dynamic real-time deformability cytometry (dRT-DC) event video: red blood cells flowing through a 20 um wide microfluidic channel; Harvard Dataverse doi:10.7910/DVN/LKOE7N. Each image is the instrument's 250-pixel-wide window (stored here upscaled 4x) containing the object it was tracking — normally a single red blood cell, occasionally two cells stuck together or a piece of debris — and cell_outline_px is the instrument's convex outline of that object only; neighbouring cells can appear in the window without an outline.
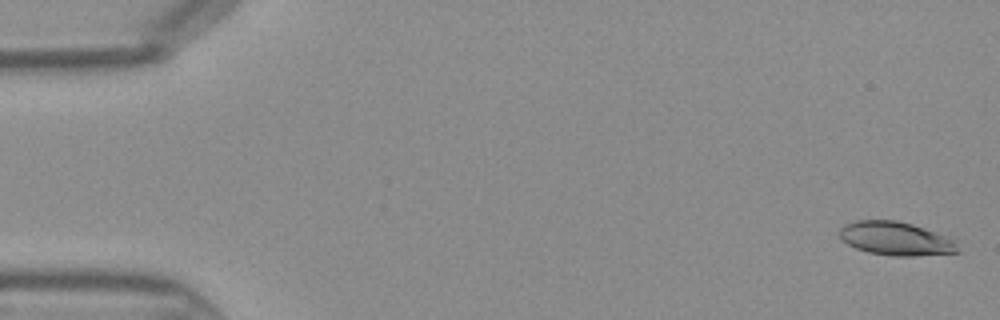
{"species": "Egyptian fruit bat (a non-hibernating species)", "species_latin": "Rousettus aegyptiacus", "temperature_condition": "warm", "stored_images_in_passage": 44, "camera_frame_rate_fps": 3000, "um_per_image_px": 0.085, "frame": {"image": 1, "passage_image": 1, "time_ms": 0.0, "image_size_px": [1000, 320], "cell_outline_px": [[960, 252], [912, 256], [892, 256], [868, 252], [856, 248], [848, 244], [840, 236], [840, 228], [844, 224], [856, 220], [896, 220], [912, 224], [960, 240]], "centroid_in_image_um": [76.22, 20.28], "position_along_channel_um": 8.8, "area_um2": 23.41}}
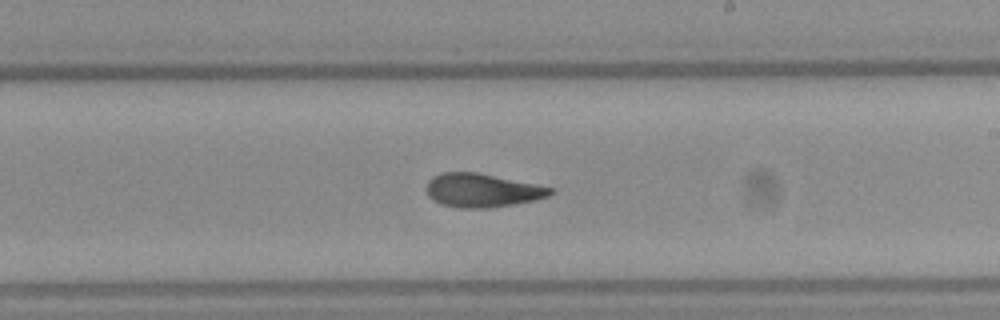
{"frame": {"image": 2, "passage_image": 26, "time_ms": 8.333, "image_size_px": [1000, 320], "cell_outline_px": [[556, 192], [548, 196], [536, 200], [488, 208], [460, 208], [440, 204], [432, 200], [428, 196], [424, 188], [428, 180], [432, 176], [440, 172], [476, 172], [536, 184], [552, 188]], "centroid_in_image_um": [40.93, 16.18], "position_along_channel_um": 248.1, "area_um2": 24.51}}
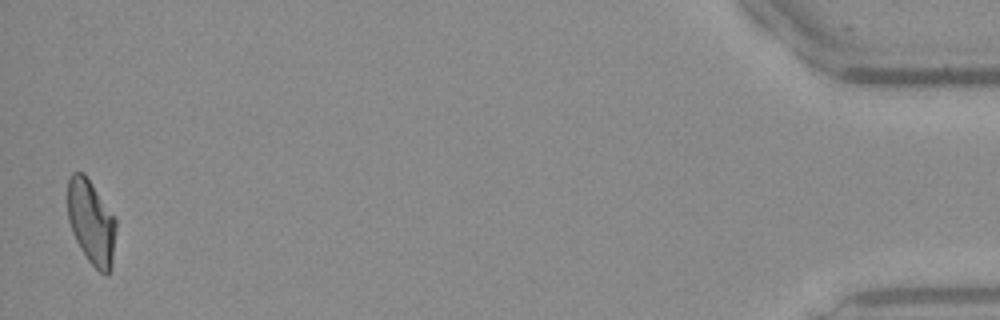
{"frame": {"image": 3, "passage_image": 44, "time_ms": 14.333, "image_size_px": [1000, 320], "cell_outline_px": [[116, 228], [112, 268], [108, 276], [104, 276], [88, 260], [80, 248], [72, 232], [68, 220], [68, 180], [72, 172], [84, 172], [116, 220]], "centroid_in_image_um": [7.76, 18.92], "position_along_channel_um": 427.4, "area_um2": 23.76}}